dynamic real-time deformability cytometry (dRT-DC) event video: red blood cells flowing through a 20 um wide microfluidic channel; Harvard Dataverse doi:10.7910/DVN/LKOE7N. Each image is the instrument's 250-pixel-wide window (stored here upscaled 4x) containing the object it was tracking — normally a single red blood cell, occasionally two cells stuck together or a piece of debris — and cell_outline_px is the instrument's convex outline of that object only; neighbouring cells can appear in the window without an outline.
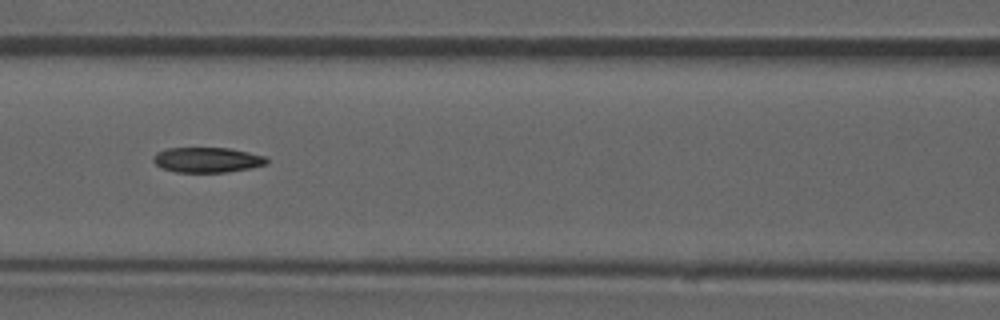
{"species": "common noctule bat (a hibernating species)", "species_latin": "Nyctalus noctula", "temperature_condition": "room temperature", "stored_images_in_passage": 52, "camera_frame_rate_fps": 3000, "um_per_image_px": 0.085, "animal": {"sex": "male", "forearm_length_mm": 52.5}, "frame": {"image": 1, "passage_image": 23, "time_ms": 7.333, "image_size_px": [1000, 320], "cell_outline_px": [[268, 164], [252, 168], [228, 172], [176, 172], [160, 168], [152, 160], [156, 152], [168, 148], [228, 148], [268, 156]], "centroid_in_image_um": [17.64, 13.59], "position_along_channel_um": 149.0, "area_um2": 16.82}, "authors_computed_cell_mechanics": {"area_um2": 17.5134, "velocity_mm_per_s": 3.9141, "shape_relaxation_time_tau1_ms": null, "shape_relaxation_time_tau2_ms": 6.6559, "deformation_change_tau1": null, "deformation_change_tau2": 0.1531}}